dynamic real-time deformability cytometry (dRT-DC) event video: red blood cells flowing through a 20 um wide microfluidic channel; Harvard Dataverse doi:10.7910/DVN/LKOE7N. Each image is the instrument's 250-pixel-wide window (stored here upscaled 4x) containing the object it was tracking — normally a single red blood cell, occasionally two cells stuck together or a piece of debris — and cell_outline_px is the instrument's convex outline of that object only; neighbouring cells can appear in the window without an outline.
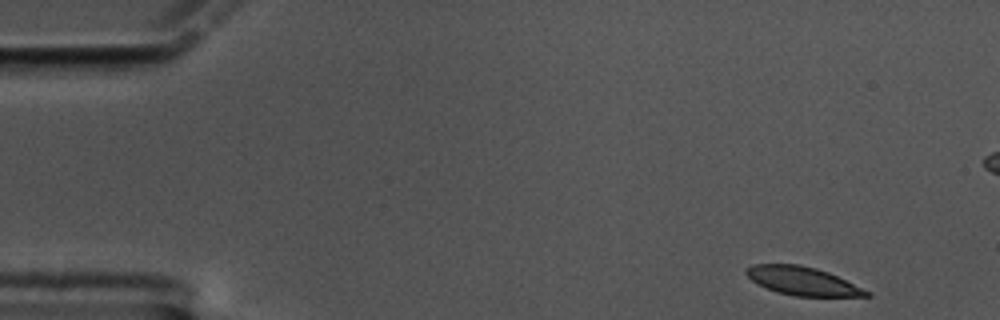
{"species": "common noctule bat (a hibernating species)", "species_latin": "Nyctalus noctula", "temperature_condition": "cold", "stored_images_in_passage": 57, "camera_frame_rate_fps": 3000, "um_per_image_px": 0.085, "animal": {"sex": "male", "body_mass_g": 17.5, "forearm_length_mm": 52.3}, "frame": {"image": 1, "passage_image": 1, "time_ms": 0.0, "image_size_px": [1000, 320], "cell_outline_px": [[872, 296], [796, 296], [780, 292], [756, 284], [744, 272], [744, 268], [752, 264], [800, 264], [816, 268], [828, 272], [872, 292]], "centroid_in_image_um": [68.21, 23.87], "position_along_channel_um": 16.8, "area_um2": 19.83}}
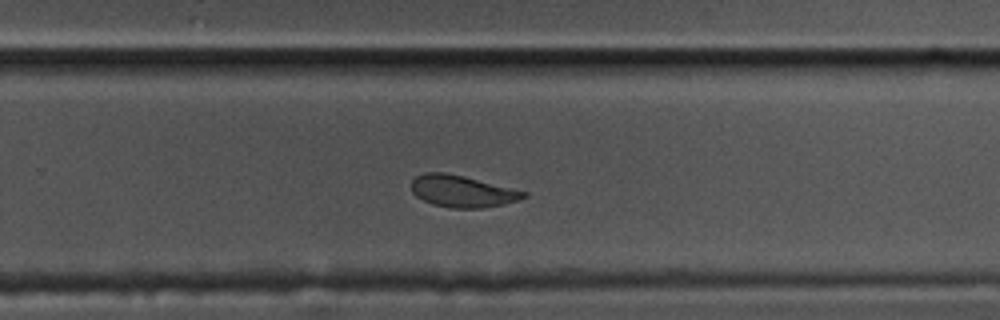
{"frame": {"image": 2, "passage_image": 35, "time_ms": 11.333, "image_size_px": [1000, 320], "cell_outline_px": [[528, 196], [516, 200], [500, 204], [480, 208], [452, 208], [432, 204], [416, 196], [412, 192], [412, 180], [416, 176], [424, 172], [444, 172], [464, 176], [528, 192]], "centroid_in_image_um": [39.26, 16.24], "position_along_channel_um": 290.5, "area_um2": 20.58}}
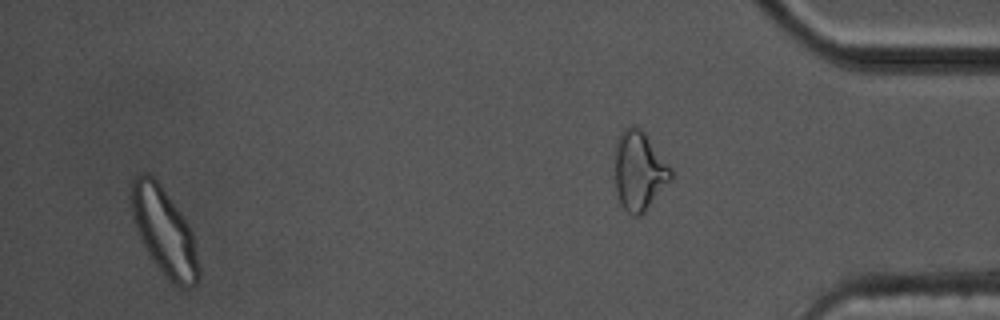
{"frame": {"image": 3, "passage_image": 54, "time_ms": 17.667, "image_size_px": [1000, 320], "cell_outline_px": [[200, 276], [196, 284], [188, 288], [180, 288], [168, 280], [152, 260], [140, 236], [132, 216], [128, 196], [132, 180], [136, 176], [144, 172], [148, 172], [160, 184], [180, 212], [188, 224], [192, 232], [200, 268]], "centroid_in_image_um": [13.94, 19.68], "position_along_channel_um": 421.3, "area_um2": 34.33}, "authors_computed_cell_mechanics": {"area_um2": 21.7906, "velocity_mm_per_s": 3.3137, "shape_relaxation_time_tau1_ms": 3.6974, "shape_relaxation_time_tau2_ms": 5.6268, "deformation_change_tau1": 0.1426, "deformation_change_tau2": 0.1047}}